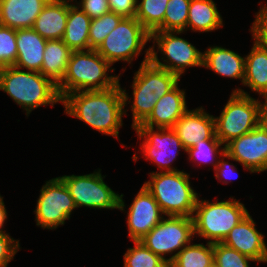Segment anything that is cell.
I'll use <instances>...</instances> for the list:
<instances>
[{
	"instance_id": "obj_3",
	"label": "cell",
	"mask_w": 267,
	"mask_h": 267,
	"mask_svg": "<svg viewBox=\"0 0 267 267\" xmlns=\"http://www.w3.org/2000/svg\"><path fill=\"white\" fill-rule=\"evenodd\" d=\"M0 90L10 96L29 116L40 106L60 103L61 98L55 85L40 72L21 70L15 66L0 68Z\"/></svg>"
},
{
	"instance_id": "obj_22",
	"label": "cell",
	"mask_w": 267,
	"mask_h": 267,
	"mask_svg": "<svg viewBox=\"0 0 267 267\" xmlns=\"http://www.w3.org/2000/svg\"><path fill=\"white\" fill-rule=\"evenodd\" d=\"M68 17V0H49L33 29L46 40L62 39Z\"/></svg>"
},
{
	"instance_id": "obj_26",
	"label": "cell",
	"mask_w": 267,
	"mask_h": 267,
	"mask_svg": "<svg viewBox=\"0 0 267 267\" xmlns=\"http://www.w3.org/2000/svg\"><path fill=\"white\" fill-rule=\"evenodd\" d=\"M245 57V76L243 85L262 95L267 92V50L255 40Z\"/></svg>"
},
{
	"instance_id": "obj_20",
	"label": "cell",
	"mask_w": 267,
	"mask_h": 267,
	"mask_svg": "<svg viewBox=\"0 0 267 267\" xmlns=\"http://www.w3.org/2000/svg\"><path fill=\"white\" fill-rule=\"evenodd\" d=\"M203 67L223 77L240 79L243 85L245 57L220 46L208 47L203 52Z\"/></svg>"
},
{
	"instance_id": "obj_4",
	"label": "cell",
	"mask_w": 267,
	"mask_h": 267,
	"mask_svg": "<svg viewBox=\"0 0 267 267\" xmlns=\"http://www.w3.org/2000/svg\"><path fill=\"white\" fill-rule=\"evenodd\" d=\"M190 175L184 171L151 172L143 185L152 194L163 213L192 217L198 200L190 185Z\"/></svg>"
},
{
	"instance_id": "obj_41",
	"label": "cell",
	"mask_w": 267,
	"mask_h": 267,
	"mask_svg": "<svg viewBox=\"0 0 267 267\" xmlns=\"http://www.w3.org/2000/svg\"><path fill=\"white\" fill-rule=\"evenodd\" d=\"M261 96L265 99V101L261 103V101L258 100L260 126L267 128V92L263 93Z\"/></svg>"
},
{
	"instance_id": "obj_39",
	"label": "cell",
	"mask_w": 267,
	"mask_h": 267,
	"mask_svg": "<svg viewBox=\"0 0 267 267\" xmlns=\"http://www.w3.org/2000/svg\"><path fill=\"white\" fill-rule=\"evenodd\" d=\"M111 12L124 18H134L137 12V0H108Z\"/></svg>"
},
{
	"instance_id": "obj_2",
	"label": "cell",
	"mask_w": 267,
	"mask_h": 267,
	"mask_svg": "<svg viewBox=\"0 0 267 267\" xmlns=\"http://www.w3.org/2000/svg\"><path fill=\"white\" fill-rule=\"evenodd\" d=\"M111 64L95 49L73 51L67 64V70L62 81L57 85L59 97L86 90H105L116 86L120 75H110L114 72Z\"/></svg>"
},
{
	"instance_id": "obj_24",
	"label": "cell",
	"mask_w": 267,
	"mask_h": 267,
	"mask_svg": "<svg viewBox=\"0 0 267 267\" xmlns=\"http://www.w3.org/2000/svg\"><path fill=\"white\" fill-rule=\"evenodd\" d=\"M223 26V19L213 0H191L186 31L212 32Z\"/></svg>"
},
{
	"instance_id": "obj_19",
	"label": "cell",
	"mask_w": 267,
	"mask_h": 267,
	"mask_svg": "<svg viewBox=\"0 0 267 267\" xmlns=\"http://www.w3.org/2000/svg\"><path fill=\"white\" fill-rule=\"evenodd\" d=\"M17 60L15 67L40 72L47 40L33 28L17 29Z\"/></svg>"
},
{
	"instance_id": "obj_15",
	"label": "cell",
	"mask_w": 267,
	"mask_h": 267,
	"mask_svg": "<svg viewBox=\"0 0 267 267\" xmlns=\"http://www.w3.org/2000/svg\"><path fill=\"white\" fill-rule=\"evenodd\" d=\"M256 222L248 213L234 226L222 243L234 248L256 262L267 263V246L264 235L256 229Z\"/></svg>"
},
{
	"instance_id": "obj_18",
	"label": "cell",
	"mask_w": 267,
	"mask_h": 267,
	"mask_svg": "<svg viewBox=\"0 0 267 267\" xmlns=\"http://www.w3.org/2000/svg\"><path fill=\"white\" fill-rule=\"evenodd\" d=\"M49 0H0V25L11 29L33 28Z\"/></svg>"
},
{
	"instance_id": "obj_12",
	"label": "cell",
	"mask_w": 267,
	"mask_h": 267,
	"mask_svg": "<svg viewBox=\"0 0 267 267\" xmlns=\"http://www.w3.org/2000/svg\"><path fill=\"white\" fill-rule=\"evenodd\" d=\"M134 130L138 138L143 139V142L140 144V149L143 152L142 157L150 160V162L152 161L151 163L157 165L158 169H163L162 172L179 171L172 164L176 156L179 155L178 150H186L172 128L137 126Z\"/></svg>"
},
{
	"instance_id": "obj_43",
	"label": "cell",
	"mask_w": 267,
	"mask_h": 267,
	"mask_svg": "<svg viewBox=\"0 0 267 267\" xmlns=\"http://www.w3.org/2000/svg\"><path fill=\"white\" fill-rule=\"evenodd\" d=\"M207 267H219V266L213 261Z\"/></svg>"
},
{
	"instance_id": "obj_42",
	"label": "cell",
	"mask_w": 267,
	"mask_h": 267,
	"mask_svg": "<svg viewBox=\"0 0 267 267\" xmlns=\"http://www.w3.org/2000/svg\"><path fill=\"white\" fill-rule=\"evenodd\" d=\"M7 211H6V207L3 201V197L0 196V233H4L6 232L5 230L3 231V227H4V223L7 219Z\"/></svg>"
},
{
	"instance_id": "obj_27",
	"label": "cell",
	"mask_w": 267,
	"mask_h": 267,
	"mask_svg": "<svg viewBox=\"0 0 267 267\" xmlns=\"http://www.w3.org/2000/svg\"><path fill=\"white\" fill-rule=\"evenodd\" d=\"M169 0H137L135 18L149 32L164 31V15Z\"/></svg>"
},
{
	"instance_id": "obj_21",
	"label": "cell",
	"mask_w": 267,
	"mask_h": 267,
	"mask_svg": "<svg viewBox=\"0 0 267 267\" xmlns=\"http://www.w3.org/2000/svg\"><path fill=\"white\" fill-rule=\"evenodd\" d=\"M145 57L141 62L140 67L134 73L132 82L133 101L131 102V111L133 117L132 129H135L139 124H142L152 113L155 106V94L151 92L148 84H145V63L150 60V48L145 49Z\"/></svg>"
},
{
	"instance_id": "obj_13",
	"label": "cell",
	"mask_w": 267,
	"mask_h": 267,
	"mask_svg": "<svg viewBox=\"0 0 267 267\" xmlns=\"http://www.w3.org/2000/svg\"><path fill=\"white\" fill-rule=\"evenodd\" d=\"M227 159L239 162L249 173L267 170V128L257 126L252 131L232 139L225 145Z\"/></svg>"
},
{
	"instance_id": "obj_30",
	"label": "cell",
	"mask_w": 267,
	"mask_h": 267,
	"mask_svg": "<svg viewBox=\"0 0 267 267\" xmlns=\"http://www.w3.org/2000/svg\"><path fill=\"white\" fill-rule=\"evenodd\" d=\"M185 152L189 155V160L193 162L197 161V165H202V163L207 165L210 161L213 169H215L219 161L217 154L219 155V157L224 154L225 145L219 139H206L197 142L194 146L188 148Z\"/></svg>"
},
{
	"instance_id": "obj_8",
	"label": "cell",
	"mask_w": 267,
	"mask_h": 267,
	"mask_svg": "<svg viewBox=\"0 0 267 267\" xmlns=\"http://www.w3.org/2000/svg\"><path fill=\"white\" fill-rule=\"evenodd\" d=\"M66 185L76 208L125 210L123 194L115 193L103 180L101 169L86 175H64L59 177Z\"/></svg>"
},
{
	"instance_id": "obj_31",
	"label": "cell",
	"mask_w": 267,
	"mask_h": 267,
	"mask_svg": "<svg viewBox=\"0 0 267 267\" xmlns=\"http://www.w3.org/2000/svg\"><path fill=\"white\" fill-rule=\"evenodd\" d=\"M134 247L124 254V267H169L159 255L154 254L140 241H133Z\"/></svg>"
},
{
	"instance_id": "obj_35",
	"label": "cell",
	"mask_w": 267,
	"mask_h": 267,
	"mask_svg": "<svg viewBox=\"0 0 267 267\" xmlns=\"http://www.w3.org/2000/svg\"><path fill=\"white\" fill-rule=\"evenodd\" d=\"M16 60V29L0 25V68L14 66Z\"/></svg>"
},
{
	"instance_id": "obj_28",
	"label": "cell",
	"mask_w": 267,
	"mask_h": 267,
	"mask_svg": "<svg viewBox=\"0 0 267 267\" xmlns=\"http://www.w3.org/2000/svg\"><path fill=\"white\" fill-rule=\"evenodd\" d=\"M213 262V243L189 244L168 264L169 267H207Z\"/></svg>"
},
{
	"instance_id": "obj_40",
	"label": "cell",
	"mask_w": 267,
	"mask_h": 267,
	"mask_svg": "<svg viewBox=\"0 0 267 267\" xmlns=\"http://www.w3.org/2000/svg\"><path fill=\"white\" fill-rule=\"evenodd\" d=\"M226 158H227V153L224 152V154L221 155V160L219 159L218 165L215 167L214 171H215V178H217V180L221 179L220 182H223L224 184H229L228 182L229 181L231 182V180H233L234 177L237 178L238 175H236L235 173L236 166L230 164L228 160L226 162L225 161Z\"/></svg>"
},
{
	"instance_id": "obj_29",
	"label": "cell",
	"mask_w": 267,
	"mask_h": 267,
	"mask_svg": "<svg viewBox=\"0 0 267 267\" xmlns=\"http://www.w3.org/2000/svg\"><path fill=\"white\" fill-rule=\"evenodd\" d=\"M179 80L176 74L159 68L150 61L145 63V84L155 94L156 102L179 84Z\"/></svg>"
},
{
	"instance_id": "obj_14",
	"label": "cell",
	"mask_w": 267,
	"mask_h": 267,
	"mask_svg": "<svg viewBox=\"0 0 267 267\" xmlns=\"http://www.w3.org/2000/svg\"><path fill=\"white\" fill-rule=\"evenodd\" d=\"M165 216L155 198L142 185L127 212L128 238L132 241L141 240Z\"/></svg>"
},
{
	"instance_id": "obj_5",
	"label": "cell",
	"mask_w": 267,
	"mask_h": 267,
	"mask_svg": "<svg viewBox=\"0 0 267 267\" xmlns=\"http://www.w3.org/2000/svg\"><path fill=\"white\" fill-rule=\"evenodd\" d=\"M248 213L245 205L234 197L220 202L200 200L198 197L192 216L194 234L209 239V243L223 242Z\"/></svg>"
},
{
	"instance_id": "obj_1",
	"label": "cell",
	"mask_w": 267,
	"mask_h": 267,
	"mask_svg": "<svg viewBox=\"0 0 267 267\" xmlns=\"http://www.w3.org/2000/svg\"><path fill=\"white\" fill-rule=\"evenodd\" d=\"M130 104L126 89L118 83L105 90L72 92L61 99L67 115L75 117L104 135L119 139L124 107Z\"/></svg>"
},
{
	"instance_id": "obj_7",
	"label": "cell",
	"mask_w": 267,
	"mask_h": 267,
	"mask_svg": "<svg viewBox=\"0 0 267 267\" xmlns=\"http://www.w3.org/2000/svg\"><path fill=\"white\" fill-rule=\"evenodd\" d=\"M181 33L183 31H153L150 33V40L153 39L154 45L149 46V61L159 68L176 74L179 78L188 67H203V52L186 39L177 36ZM156 45L163 55L161 58L163 62L158 58Z\"/></svg>"
},
{
	"instance_id": "obj_6",
	"label": "cell",
	"mask_w": 267,
	"mask_h": 267,
	"mask_svg": "<svg viewBox=\"0 0 267 267\" xmlns=\"http://www.w3.org/2000/svg\"><path fill=\"white\" fill-rule=\"evenodd\" d=\"M214 119L216 137L226 145L260 125L258 99L242 89H234L220 116Z\"/></svg>"
},
{
	"instance_id": "obj_33",
	"label": "cell",
	"mask_w": 267,
	"mask_h": 267,
	"mask_svg": "<svg viewBox=\"0 0 267 267\" xmlns=\"http://www.w3.org/2000/svg\"><path fill=\"white\" fill-rule=\"evenodd\" d=\"M191 0H169L164 15V31H186Z\"/></svg>"
},
{
	"instance_id": "obj_23",
	"label": "cell",
	"mask_w": 267,
	"mask_h": 267,
	"mask_svg": "<svg viewBox=\"0 0 267 267\" xmlns=\"http://www.w3.org/2000/svg\"><path fill=\"white\" fill-rule=\"evenodd\" d=\"M68 0V17L62 41L72 50H89L91 18L77 5ZM69 2H71L69 4Z\"/></svg>"
},
{
	"instance_id": "obj_9",
	"label": "cell",
	"mask_w": 267,
	"mask_h": 267,
	"mask_svg": "<svg viewBox=\"0 0 267 267\" xmlns=\"http://www.w3.org/2000/svg\"><path fill=\"white\" fill-rule=\"evenodd\" d=\"M166 217L139 241L169 264L185 246L191 244L195 234L192 217ZM169 253L173 255L166 258Z\"/></svg>"
},
{
	"instance_id": "obj_25",
	"label": "cell",
	"mask_w": 267,
	"mask_h": 267,
	"mask_svg": "<svg viewBox=\"0 0 267 267\" xmlns=\"http://www.w3.org/2000/svg\"><path fill=\"white\" fill-rule=\"evenodd\" d=\"M72 50L61 40H47L40 73L58 85L67 70Z\"/></svg>"
},
{
	"instance_id": "obj_16",
	"label": "cell",
	"mask_w": 267,
	"mask_h": 267,
	"mask_svg": "<svg viewBox=\"0 0 267 267\" xmlns=\"http://www.w3.org/2000/svg\"><path fill=\"white\" fill-rule=\"evenodd\" d=\"M215 116L201 106L187 110L174 124L172 129L178 135L185 150L206 139H218L215 130Z\"/></svg>"
},
{
	"instance_id": "obj_36",
	"label": "cell",
	"mask_w": 267,
	"mask_h": 267,
	"mask_svg": "<svg viewBox=\"0 0 267 267\" xmlns=\"http://www.w3.org/2000/svg\"><path fill=\"white\" fill-rule=\"evenodd\" d=\"M255 17L249 30L252 32V38L267 50V4L259 9Z\"/></svg>"
},
{
	"instance_id": "obj_34",
	"label": "cell",
	"mask_w": 267,
	"mask_h": 267,
	"mask_svg": "<svg viewBox=\"0 0 267 267\" xmlns=\"http://www.w3.org/2000/svg\"><path fill=\"white\" fill-rule=\"evenodd\" d=\"M213 261L219 267H249V261L255 262L222 242L213 243Z\"/></svg>"
},
{
	"instance_id": "obj_10",
	"label": "cell",
	"mask_w": 267,
	"mask_h": 267,
	"mask_svg": "<svg viewBox=\"0 0 267 267\" xmlns=\"http://www.w3.org/2000/svg\"><path fill=\"white\" fill-rule=\"evenodd\" d=\"M148 41L150 33L135 17L123 18L96 51L111 65L118 61L131 64Z\"/></svg>"
},
{
	"instance_id": "obj_38",
	"label": "cell",
	"mask_w": 267,
	"mask_h": 267,
	"mask_svg": "<svg viewBox=\"0 0 267 267\" xmlns=\"http://www.w3.org/2000/svg\"><path fill=\"white\" fill-rule=\"evenodd\" d=\"M74 2L91 19L98 18L110 12L108 0H81L79 2L75 0Z\"/></svg>"
},
{
	"instance_id": "obj_17",
	"label": "cell",
	"mask_w": 267,
	"mask_h": 267,
	"mask_svg": "<svg viewBox=\"0 0 267 267\" xmlns=\"http://www.w3.org/2000/svg\"><path fill=\"white\" fill-rule=\"evenodd\" d=\"M177 84L172 90L161 97L155 104L149 117L138 126L152 128H172L176 121L188 110L186 92Z\"/></svg>"
},
{
	"instance_id": "obj_37",
	"label": "cell",
	"mask_w": 267,
	"mask_h": 267,
	"mask_svg": "<svg viewBox=\"0 0 267 267\" xmlns=\"http://www.w3.org/2000/svg\"><path fill=\"white\" fill-rule=\"evenodd\" d=\"M19 249V240L13 239L6 232L0 233V267H7Z\"/></svg>"
},
{
	"instance_id": "obj_32",
	"label": "cell",
	"mask_w": 267,
	"mask_h": 267,
	"mask_svg": "<svg viewBox=\"0 0 267 267\" xmlns=\"http://www.w3.org/2000/svg\"><path fill=\"white\" fill-rule=\"evenodd\" d=\"M123 18V16L110 11L98 18L91 19L89 28V49L96 50Z\"/></svg>"
},
{
	"instance_id": "obj_11",
	"label": "cell",
	"mask_w": 267,
	"mask_h": 267,
	"mask_svg": "<svg viewBox=\"0 0 267 267\" xmlns=\"http://www.w3.org/2000/svg\"><path fill=\"white\" fill-rule=\"evenodd\" d=\"M74 209V200L65 183L59 177L53 178L40 189L34 210L36 225L43 229H56L70 219Z\"/></svg>"
}]
</instances>
